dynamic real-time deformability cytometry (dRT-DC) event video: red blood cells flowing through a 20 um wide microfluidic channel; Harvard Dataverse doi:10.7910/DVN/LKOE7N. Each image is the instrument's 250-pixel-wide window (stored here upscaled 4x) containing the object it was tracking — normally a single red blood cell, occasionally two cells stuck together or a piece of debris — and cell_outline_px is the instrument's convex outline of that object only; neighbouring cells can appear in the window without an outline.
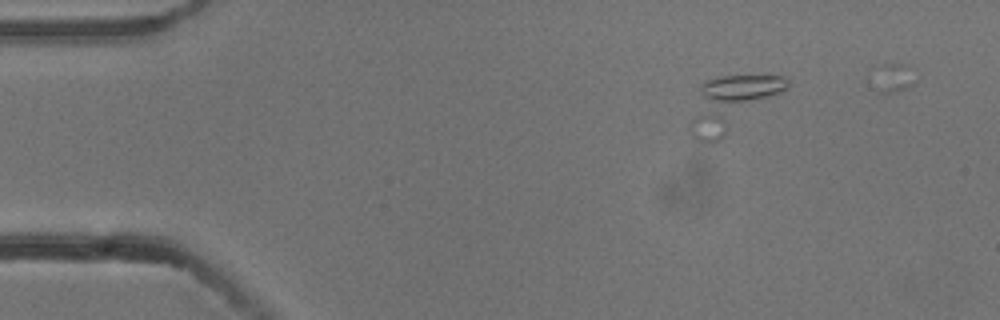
{"species": "common noctule bat (a hibernating species)", "species_latin": "Nyctalus noctula", "temperature_condition": "cold", "stored_images_in_passage": 3, "camera_frame_rate_fps": 3000, "um_per_image_px": 0.085, "animal": {"sex": "male", "body_mass_g": 13.3}, "frame": {"image": 1, "passage_image": 1, "time_ms": 0.0, "image_size_px": [1000, 320], "cell_outline_px": [[788, 88], [720, 140], [712, 144], [704, 144], [696, 140], [692, 136], [692, 120], [700, 84], [704, 80], [720, 76], [784, 76], [788, 80]], "centroid_in_image_um": [62.17, 8.8], "position_along_channel_um": 22.8, "area_um2": 30.06}}